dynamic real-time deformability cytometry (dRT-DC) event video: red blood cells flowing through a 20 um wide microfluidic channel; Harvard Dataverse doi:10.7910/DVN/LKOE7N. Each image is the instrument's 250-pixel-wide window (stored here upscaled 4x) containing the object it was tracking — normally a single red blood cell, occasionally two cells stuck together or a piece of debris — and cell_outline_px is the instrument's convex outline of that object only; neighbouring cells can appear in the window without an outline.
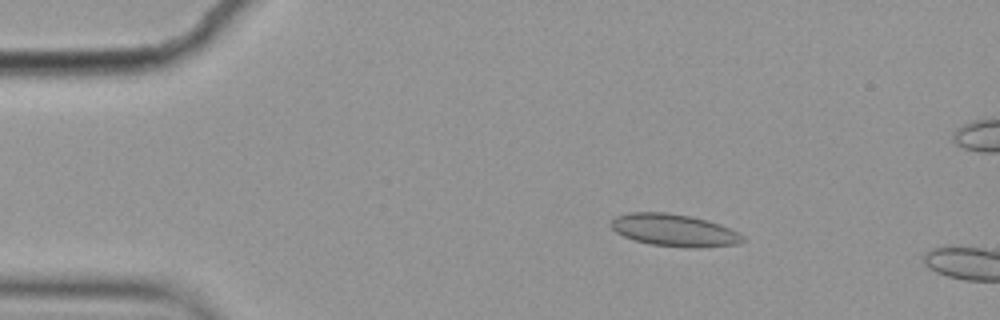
{"species": "common noctule bat (a hibernating species)", "species_latin": "Nyctalus noctula", "temperature_condition": "cold", "stored_images_in_passage": 2, "camera_frame_rate_fps": 3000, "um_per_image_px": 0.085, "animal": {"sex": "female", "body_mass_g": 19.9}, "frame": {"image": 1, "passage_image": 1, "time_ms": 0.0, "image_size_px": [1000, 320], "cell_outline_px": [[748, 240], [736, 244], [696, 248], [688, 248], [652, 244], [632, 240], [616, 232], [608, 224], [616, 216], [628, 212], [668, 212], [692, 216], [708, 220], [720, 224], [744, 236]], "centroid_in_image_um": [57.29, 19.56], "position_along_channel_um": 27.7, "area_um2": 24.97}}